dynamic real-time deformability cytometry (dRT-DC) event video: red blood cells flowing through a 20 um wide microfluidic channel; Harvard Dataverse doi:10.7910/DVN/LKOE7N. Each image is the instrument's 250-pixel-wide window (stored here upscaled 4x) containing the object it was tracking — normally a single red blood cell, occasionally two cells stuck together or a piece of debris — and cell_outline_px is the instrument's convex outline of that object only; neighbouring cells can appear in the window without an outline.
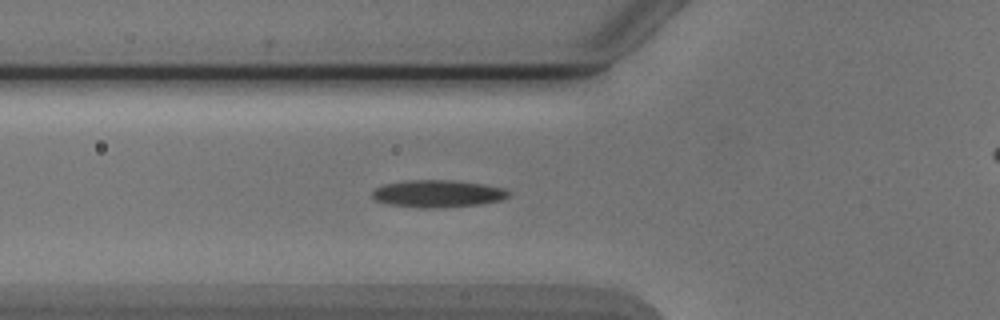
{"species": "Egyptian fruit bat (a non-hibernating species)", "species_latin": "Rousettus aegyptiacus", "temperature_condition": "cold", "stored_images_in_passage": 6, "camera_frame_rate_fps": 3000, "um_per_image_px": 0.085, "animal": {"sex": "male"}, "frame": {"image": 1, "passage_image": 6, "time_ms": 5.667, "image_size_px": [1000, 320], "cell_outline_px": [[512, 196], [500, 200], [480, 204], [444, 208], [420, 208], [388, 204], [372, 200], [372, 188], [384, 184], [404, 180], [456, 180], [504, 188], [512, 192]], "centroid_in_image_um": [37.18, 16.46], "position_along_channel_um": 88.6, "area_um2": 22.14}}